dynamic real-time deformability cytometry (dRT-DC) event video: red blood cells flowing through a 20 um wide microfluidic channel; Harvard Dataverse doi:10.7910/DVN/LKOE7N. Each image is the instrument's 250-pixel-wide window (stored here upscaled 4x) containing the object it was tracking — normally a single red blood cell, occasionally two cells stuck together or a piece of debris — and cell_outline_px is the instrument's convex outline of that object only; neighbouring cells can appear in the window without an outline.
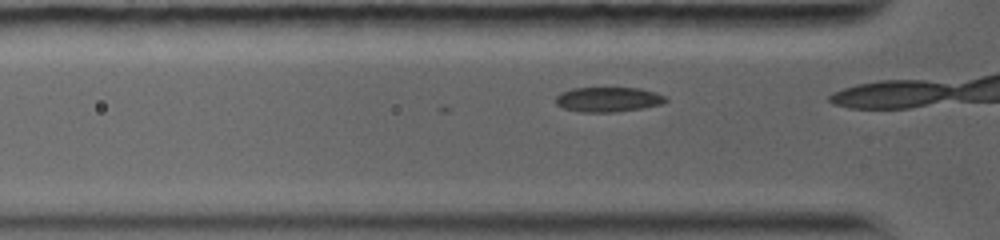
{"species": "common noctule bat (a hibernating species)", "species_latin": "Nyctalus noctula", "temperature_condition": "warm", "stored_images_in_passage": 16, "camera_frame_rate_fps": 5000, "um_per_image_px": 0.085, "animal": {"sex": "female", "body_mass_g": 19.0, "forearm_length_mm": 56.7}, "frame": {"image": 1, "passage_image": 3, "time_ms": 0.6, "image_size_px": [1000, 240], "cell_outline_px": [[668, 100], [660, 104], [640, 108], [616, 112], [580, 112], [564, 108], [556, 104], [556, 96], [560, 92], [572, 88], [640, 88], [656, 92], [664, 96]], "centroid_in_image_um": [51.66, 8.45], "position_along_channel_um": 74.1, "area_um2": 15.84}}